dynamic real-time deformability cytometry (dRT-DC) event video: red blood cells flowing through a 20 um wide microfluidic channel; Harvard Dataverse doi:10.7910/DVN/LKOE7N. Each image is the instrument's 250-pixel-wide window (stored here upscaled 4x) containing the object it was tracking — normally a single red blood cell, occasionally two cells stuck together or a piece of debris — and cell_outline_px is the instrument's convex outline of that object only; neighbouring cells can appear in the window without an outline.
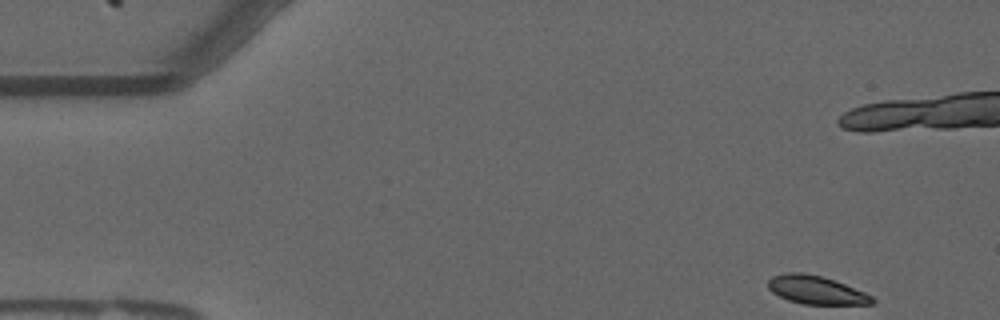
{"species": "common noctule bat (a hibernating species)", "species_latin": "Nyctalus noctula", "temperature_condition": "warm", "stored_images_in_passage": 53, "camera_frame_rate_fps": 3000, "um_per_image_px": 0.085, "animal": {"sex": "male", "forearm_length_mm": 52.5}, "frame": {"image": 1, "passage_image": 1, "time_ms": 0.0, "image_size_px": [1000, 320], "cell_outline_px": [[876, 300], [872, 304], [804, 304], [788, 300], [772, 292], [768, 288], [768, 280], [772, 276], [788, 272], [800, 272], [820, 276], [844, 284], [864, 292], [872, 296]], "centroid_in_image_um": [69.35, 24.65], "position_along_channel_um": 15.7, "area_um2": 16.94}}
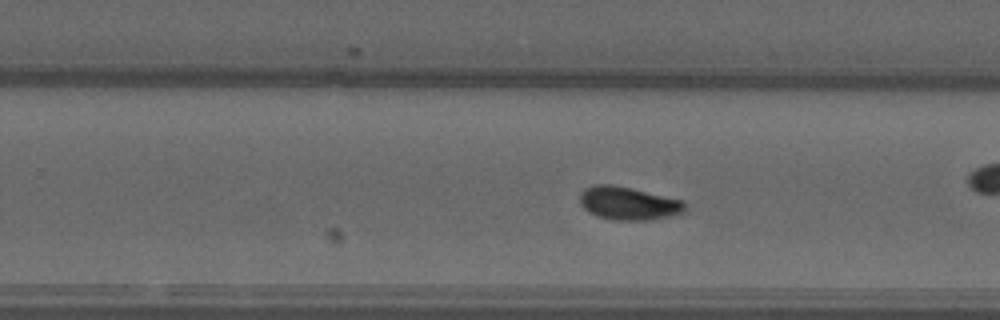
{"frame": {"image": 2, "passage_image": 31, "time_ms": 10.0, "image_size_px": [1000, 320], "cell_outline_px": [[684, 212], [672, 216], [652, 220], [612, 220], [600, 216], [584, 208], [580, 204], [580, 192], [584, 188], [596, 184], [612, 184], [680, 200], [684, 204]], "centroid_in_image_um": [53.38, 17.29], "position_along_channel_um": 276.4, "area_um2": 19.94}}
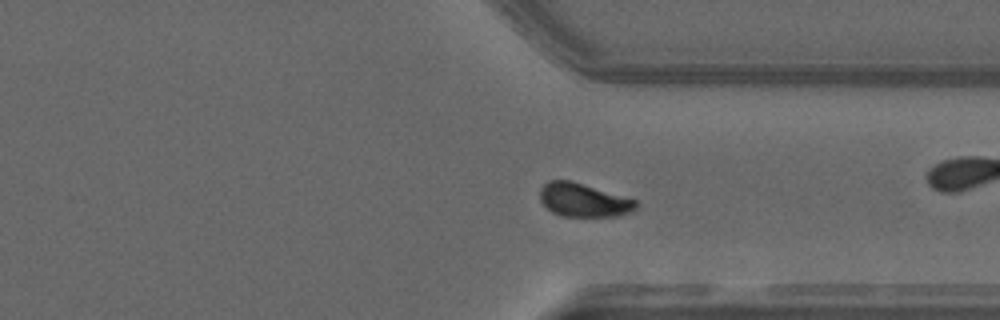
{"frame": {"image": 3, "passage_image": 38, "time_ms": 12.333, "image_size_px": [1000, 320], "cell_outline_px": [[640, 204], [632, 212], [616, 216], [560, 216], [552, 212], [540, 200], [540, 188], [548, 180], [572, 180], [636, 200]], "centroid_in_image_um": [49.61, 17.0], "position_along_channel_um": 361.8, "area_um2": 18.84}, "authors_computed_cell_mechanics": {"area_um2": 18.9006, "velocity_mm_per_s": 3.6506, "shape_relaxation_time_tau1_ms": 3.0602, "shape_relaxation_time_tau2_ms": 3.5205, "deformation_change_tau1": 0.13, "deformation_change_tau2": 0.0641}}